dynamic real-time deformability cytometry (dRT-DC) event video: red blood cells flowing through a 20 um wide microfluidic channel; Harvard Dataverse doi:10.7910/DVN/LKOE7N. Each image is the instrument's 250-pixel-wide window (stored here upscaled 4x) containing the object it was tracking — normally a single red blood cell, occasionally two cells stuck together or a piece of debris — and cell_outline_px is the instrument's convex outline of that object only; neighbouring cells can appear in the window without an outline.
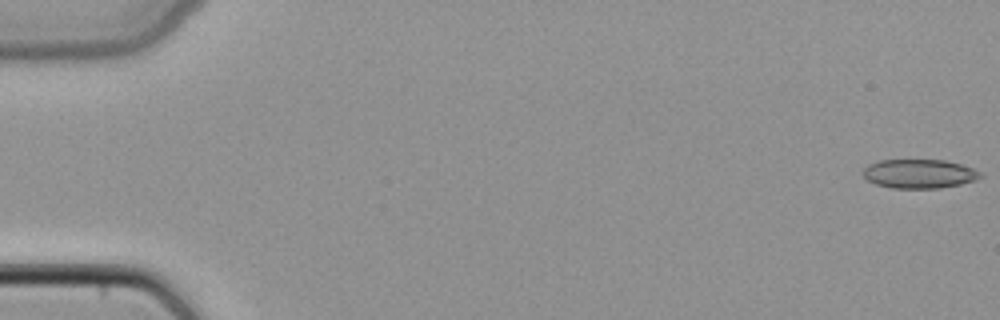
{"species": "common noctule bat (a hibernating species)", "species_latin": "Nyctalus noctula", "temperature_condition": "cold", "stored_images_in_passage": 49, "camera_frame_rate_fps": 3000, "um_per_image_px": 0.085, "animal": {"sex": "female", "body_mass_g": 22.7, "forearm_length_mm": 54.2}, "frame": {"image": 1, "passage_image": 1, "time_ms": 0.0, "image_size_px": [1000, 320], "cell_outline_px": [[984, 176], [976, 180], [960, 184], [940, 188], [892, 188], [876, 184], [868, 180], [864, 176], [864, 168], [868, 164], [880, 160], [944, 160], [960, 164], [984, 172]], "centroid_in_image_um": [78.18, 14.77], "position_along_channel_um": 6.8, "area_um2": 19.88}}
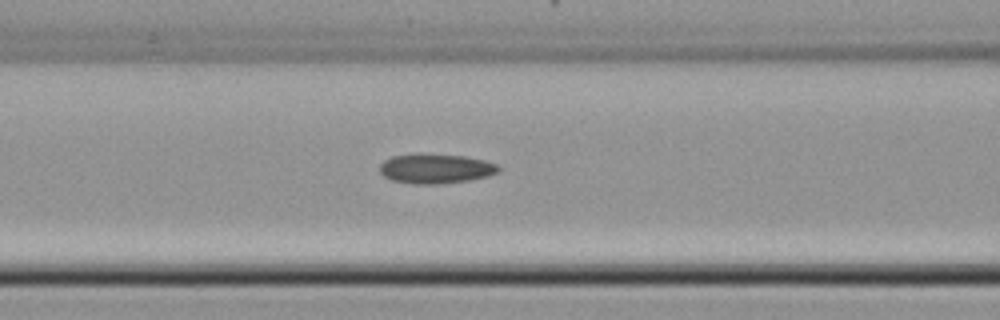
{"frame": {"image": 2, "passage_image": 21, "time_ms": 6.667, "image_size_px": [1000, 320], "cell_outline_px": [[500, 172], [488, 176], [468, 180], [440, 184], [412, 184], [392, 180], [384, 176], [380, 172], [380, 164], [384, 160], [392, 156], [412, 152], [420, 152], [464, 156], [484, 160], [496, 164], [500, 168]], "centroid_in_image_um": [37.0, 14.31], "position_along_channel_um": 129.6, "area_um2": 20.98}}
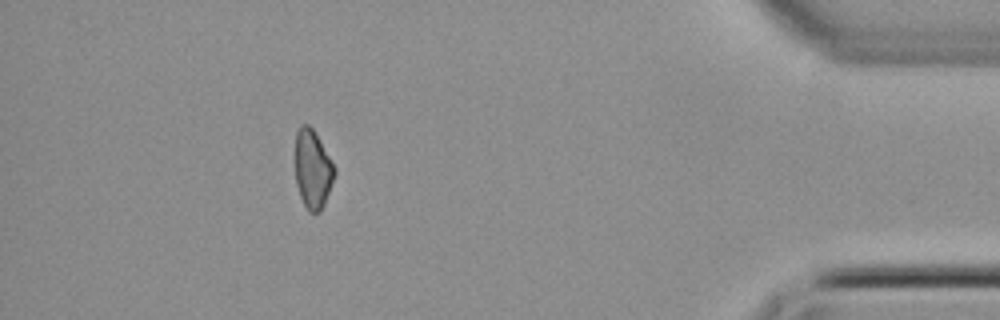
{"frame": {"image": 3, "passage_image": 44, "time_ms": 14.333, "image_size_px": [1000, 320], "cell_outline_px": [[336, 172], [324, 204], [320, 212], [308, 212], [300, 196], [296, 184], [296, 132], [300, 124], [308, 124], [312, 128], [336, 168]], "centroid_in_image_um": [26.58, 14.39], "position_along_channel_um": 408.6, "area_um2": 17.8}}